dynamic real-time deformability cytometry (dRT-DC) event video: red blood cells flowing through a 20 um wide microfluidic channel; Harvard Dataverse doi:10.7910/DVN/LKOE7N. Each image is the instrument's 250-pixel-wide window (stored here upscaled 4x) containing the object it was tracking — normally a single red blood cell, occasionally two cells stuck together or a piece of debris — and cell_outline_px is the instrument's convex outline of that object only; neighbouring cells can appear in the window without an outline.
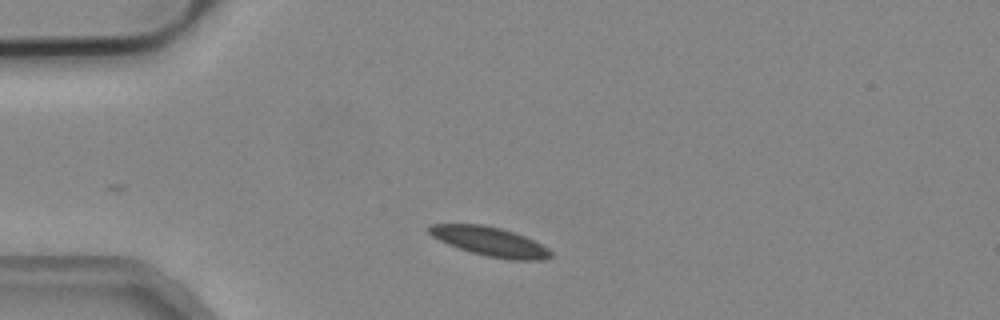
{"species": "common noctule bat (a hibernating species)", "species_latin": "Nyctalus noctula", "temperature_condition": "cold", "stored_images_in_passage": 5, "camera_frame_rate_fps": 3000, "um_per_image_px": 0.085, "animal": {"sex": "male", "body_mass_g": 19.2, "forearm_length_mm": 51.8}, "frame": {"image": 1, "passage_image": 1, "time_ms": 0.0, "image_size_px": [1000, 320], "cell_outline_px": [[552, 256], [544, 260], [508, 260], [484, 256], [448, 244], [432, 236], [428, 232], [428, 224], [484, 224], [500, 228], [524, 236], [548, 248], [552, 252]], "centroid_in_image_um": [41.65, 20.54], "position_along_channel_um": 43.4, "area_um2": 20.63}}
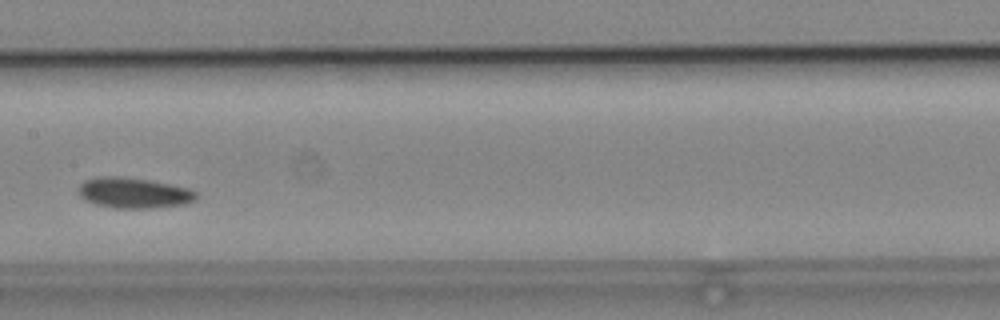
{"frame": {"image": 2, "passage_image": 5, "time_ms": 1.333, "image_size_px": [1000, 320], "cell_outline_px": [[196, 200], [184, 204], [152, 208], [112, 208], [96, 204], [84, 200], [80, 196], [76, 188], [84, 180], [96, 176], [116, 176], [148, 180], [188, 188], [196, 192]], "centroid_in_image_um": [11.3, 16.4], "position_along_channel_um": 196.1, "area_um2": 21.04}}